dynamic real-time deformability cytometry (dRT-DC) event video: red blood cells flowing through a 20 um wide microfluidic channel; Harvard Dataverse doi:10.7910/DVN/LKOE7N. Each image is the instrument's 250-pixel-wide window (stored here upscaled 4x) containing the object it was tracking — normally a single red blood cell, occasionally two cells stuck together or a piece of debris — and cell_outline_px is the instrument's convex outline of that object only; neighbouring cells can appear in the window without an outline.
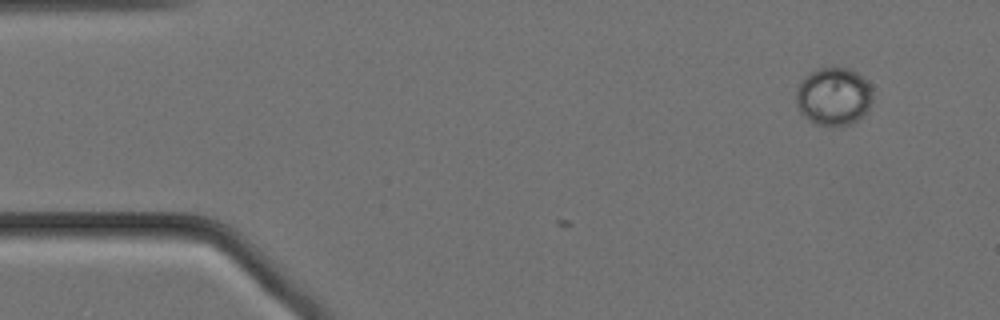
{"species": "Egyptian fruit bat (a non-hibernating species)", "species_latin": "Rousettus aegyptiacus", "temperature_condition": "cold", "stored_images_in_passage": 3, "camera_frame_rate_fps": 3000, "um_per_image_px": 0.085, "animal": {"sex": "female"}, "frame": {"image": 1, "passage_image": 3, "time_ms": 0.667, "image_size_px": [1000, 320], "cell_outline_px": [[872, 100], [868, 112], [864, 116], [852, 124], [832, 128], [816, 124], [808, 120], [800, 112], [796, 104], [796, 92], [800, 84], [812, 72], [820, 68], [848, 68], [856, 72], [872, 88]], "centroid_in_image_um": [70.88, 8.27], "position_along_channel_um": 14.1, "area_um2": 26.01}}